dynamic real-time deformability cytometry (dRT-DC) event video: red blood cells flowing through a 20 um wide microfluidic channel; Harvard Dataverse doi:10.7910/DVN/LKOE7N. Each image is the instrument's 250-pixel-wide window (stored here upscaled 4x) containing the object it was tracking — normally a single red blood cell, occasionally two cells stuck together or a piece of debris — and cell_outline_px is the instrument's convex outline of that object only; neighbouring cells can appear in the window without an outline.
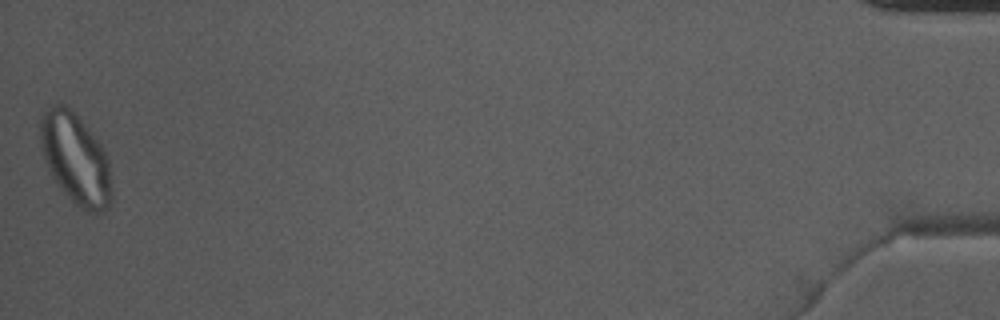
{"species": "Egyptian fruit bat (a non-hibernating species)", "species_latin": "Rousettus aegyptiacus", "temperature_condition": "warm", "stored_images_in_passage": 49, "camera_frame_rate_fps": 3000, "um_per_image_px": 0.085, "animal": {"sex": "male"}, "frame": {"image": 1, "passage_image": 49, "time_ms": 16.0, "image_size_px": [1000, 320], "cell_outline_px": [[112, 196], [108, 208], [100, 212], [88, 212], [80, 208], [64, 192], [52, 176], [44, 160], [40, 148], [40, 116], [44, 112], [56, 104], [64, 104], [76, 112], [100, 144], [108, 160]], "centroid_in_image_um": [6.41, 13.49], "position_along_channel_um": 428.8, "area_um2": 37.57}}